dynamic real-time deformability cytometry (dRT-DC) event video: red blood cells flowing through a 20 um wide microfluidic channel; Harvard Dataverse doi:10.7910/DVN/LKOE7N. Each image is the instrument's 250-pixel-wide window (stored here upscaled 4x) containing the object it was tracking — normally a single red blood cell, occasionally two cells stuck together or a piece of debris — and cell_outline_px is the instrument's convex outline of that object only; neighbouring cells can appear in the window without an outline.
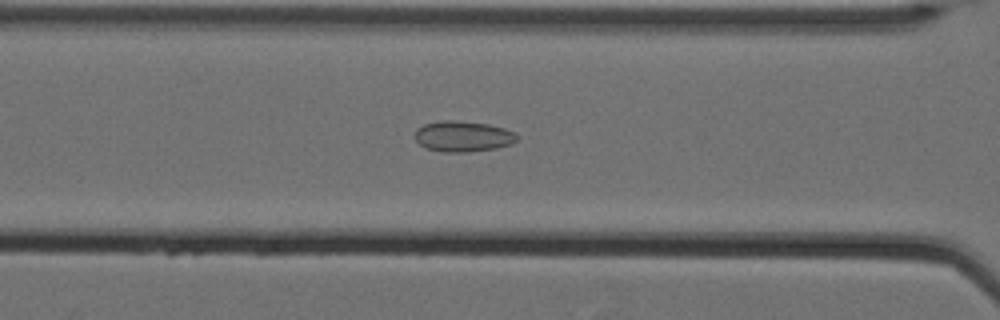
{"species": "Egyptian fruit bat (a non-hibernating species)", "species_latin": "Rousettus aegyptiacus", "temperature_condition": "cold", "stored_images_in_passage": 53, "camera_frame_rate_fps": 3000, "um_per_image_px": 0.085, "animal": {"sex": "female"}, "frame": {"image": 1, "passage_image": 26, "time_ms": 8.333, "image_size_px": [1000, 320], "cell_outline_px": [[516, 140], [512, 144], [496, 148], [468, 152], [444, 152], [424, 148], [416, 140], [416, 128], [424, 124], [440, 120], [452, 120], [488, 124], [504, 128], [516, 132]], "centroid_in_image_um": [39.34, 11.59], "position_along_channel_um": 127.3, "area_um2": 18.32}}
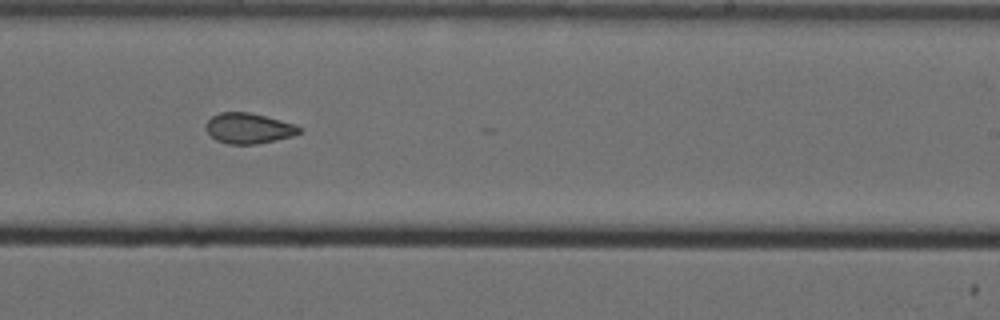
{"frame": {"image": 2, "passage_image": 38, "time_ms": 12.333, "image_size_px": [1000, 320], "cell_outline_px": [[300, 132], [292, 136], [276, 140], [256, 144], [228, 144], [216, 140], [208, 132], [208, 120], [212, 116], [220, 112], [248, 112], [296, 124], [300, 128]], "centroid_in_image_um": [21.15, 10.91], "position_along_channel_um": 267.9, "area_um2": 16.3}}
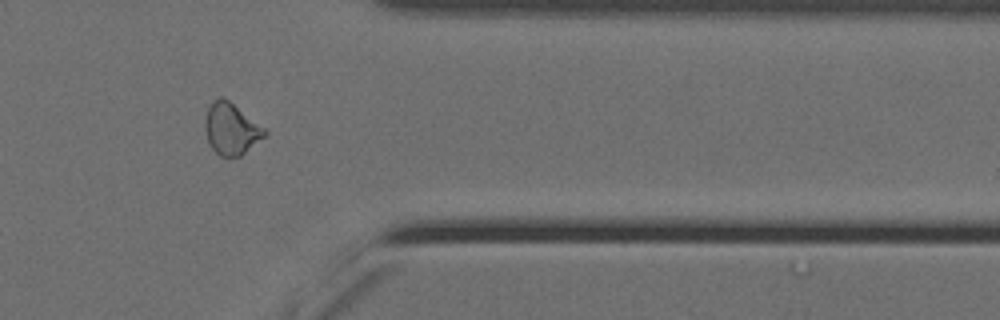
{"frame": {"image": 3, "passage_image": 49, "time_ms": 16.0, "image_size_px": [1000, 320], "cell_outline_px": [[268, 132], [264, 136], [240, 156], [228, 160], [220, 156], [208, 144], [204, 128], [204, 120], [208, 108], [212, 100], [220, 96], [224, 96], [264, 128]], "centroid_in_image_um": [19.6, 10.96], "position_along_channel_um": 391.8, "area_um2": 18.09}, "authors_computed_cell_mechanics": {"area_um2": 18.207, "velocity_mm_per_s": 3.5023, "shape_relaxation_time_tau1_ms": null, "shape_relaxation_time_tau2_ms": 2.1712, "deformation_change_tau1": null, "deformation_change_tau2": 0.0812}}